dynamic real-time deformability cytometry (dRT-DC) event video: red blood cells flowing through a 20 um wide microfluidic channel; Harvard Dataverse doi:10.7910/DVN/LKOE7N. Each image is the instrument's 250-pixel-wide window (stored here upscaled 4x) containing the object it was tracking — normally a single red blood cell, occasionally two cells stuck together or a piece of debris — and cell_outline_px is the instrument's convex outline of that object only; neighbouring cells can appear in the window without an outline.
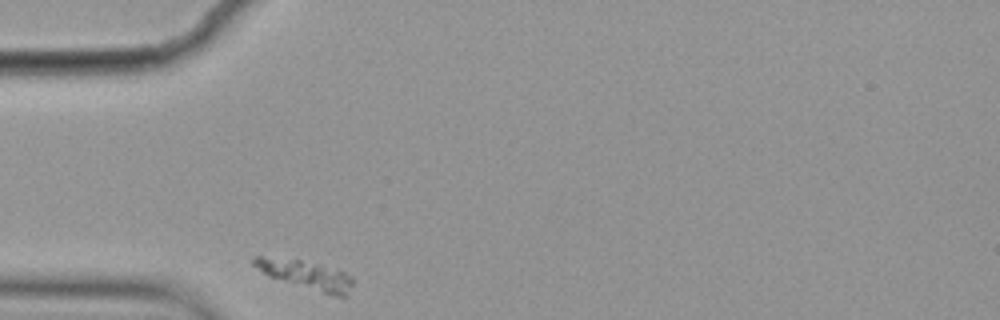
{"species": "common noctule bat (a hibernating species)", "species_latin": "Nyctalus noctula", "temperature_condition": "cold", "stored_images_in_passage": 1, "camera_frame_rate_fps": 3000, "um_per_image_px": 0.085, "animal": {"sex": "female", "body_mass_g": 19.9}, "frame": {"image": 1, "passage_image": 1, "time_ms": 0.0, "image_size_px": [1000, 320], "cell_outline_px": [[352, 284], [348, 296], [332, 296], [268, 276], [252, 264], [252, 256], [260, 256], [300, 260], [320, 264], [344, 272], [352, 276]], "centroid_in_image_um": [26.01, 23.36], "position_along_channel_um": 59.0, "area_um2": 16.53}}